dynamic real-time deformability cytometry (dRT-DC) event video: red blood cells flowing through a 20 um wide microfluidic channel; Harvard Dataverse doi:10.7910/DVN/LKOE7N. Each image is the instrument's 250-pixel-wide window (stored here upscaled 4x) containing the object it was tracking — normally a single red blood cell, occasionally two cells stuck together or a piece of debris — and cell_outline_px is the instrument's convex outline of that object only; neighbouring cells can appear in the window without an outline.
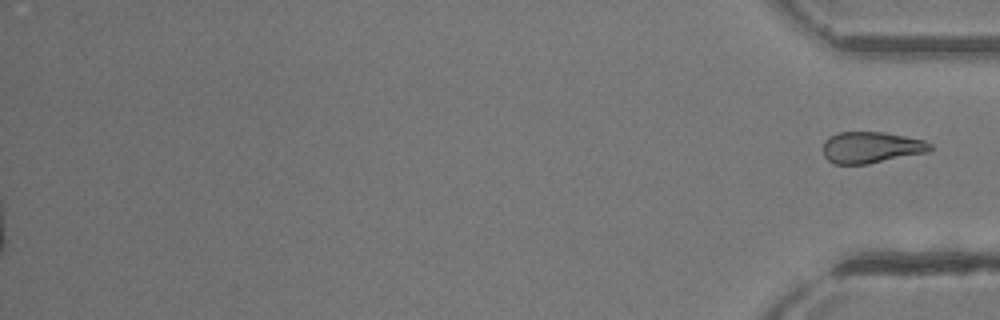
{"species": "common noctule bat (a hibernating species)", "species_latin": "Nyctalus noctula", "temperature_condition": "room temperature", "stored_images_in_passage": 28, "segment_of_instrument_passage": [2, 2], "camera_frame_rate_fps": 3000, "um_per_image_px": 0.085, "animal": {"sex": "female"}, "frame": {"image": 1, "passage_image": 28, "time_ms": 9.0, "image_size_px": [1000, 320], "cell_outline_px": [[932, 148], [928, 152], [868, 164], [832, 164], [824, 156], [824, 140], [828, 136], [840, 132], [884, 132], [924, 140], [932, 144]], "centroid_in_image_um": [74.04, 12.53], "position_along_channel_um": 361.2, "area_um2": 19.65}}